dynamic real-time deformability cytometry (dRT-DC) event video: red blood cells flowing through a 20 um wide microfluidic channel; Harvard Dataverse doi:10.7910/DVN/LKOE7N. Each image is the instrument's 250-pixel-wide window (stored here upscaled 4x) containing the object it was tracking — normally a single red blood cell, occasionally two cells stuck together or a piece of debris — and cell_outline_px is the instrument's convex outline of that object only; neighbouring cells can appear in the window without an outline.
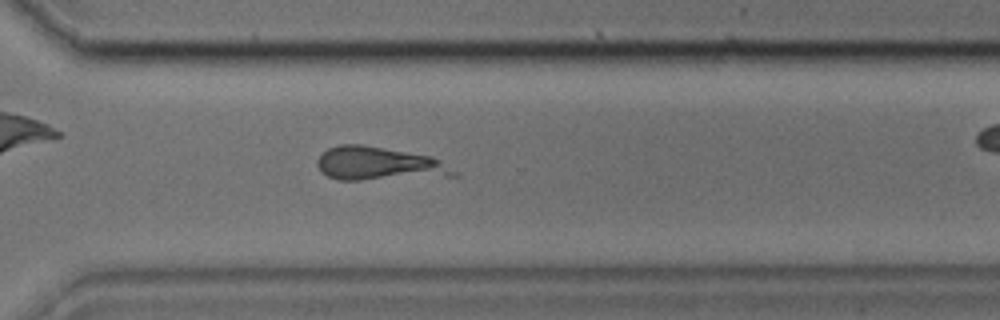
{"species": "common noctule bat (a hibernating species)", "species_latin": "Nyctalus noctula", "temperature_condition": "cold", "stored_images_in_passage": 35, "camera_frame_rate_fps": 3000, "um_per_image_px": 0.085, "animal": {"sex": "male", "body_mass_g": 17.9, "forearm_length_mm": 54.2}, "frame": {"image": 1, "passage_image": 30, "time_ms": 9.667, "image_size_px": [1000, 320], "cell_outline_px": [[460, 176], [360, 180], [340, 180], [328, 176], [316, 164], [316, 160], [328, 148], [340, 144], [360, 144], [432, 156], [440, 160], [460, 172]], "centroid_in_image_um": [32.28, 13.93], "position_along_channel_um": 338.3, "area_um2": 26.82}}